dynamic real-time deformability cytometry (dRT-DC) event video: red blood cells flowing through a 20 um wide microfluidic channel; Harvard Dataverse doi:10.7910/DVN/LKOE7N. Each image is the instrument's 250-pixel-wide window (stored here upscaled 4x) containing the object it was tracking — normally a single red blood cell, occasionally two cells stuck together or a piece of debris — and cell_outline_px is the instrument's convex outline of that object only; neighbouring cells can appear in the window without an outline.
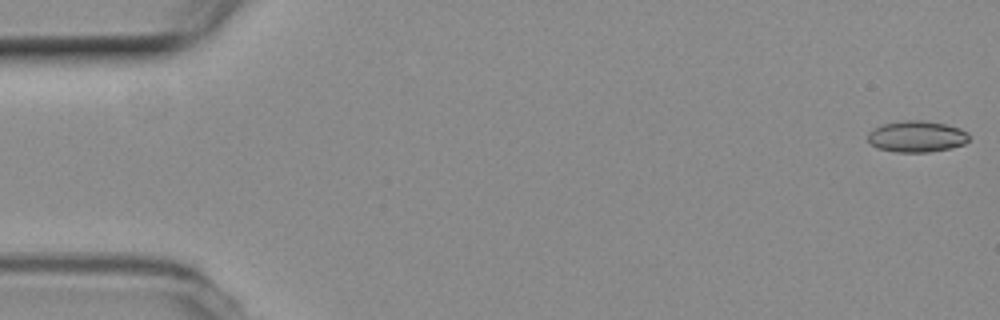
{"species": "common noctule bat (a hibernating species)", "species_latin": "Nyctalus noctula", "temperature_condition": "room temperature", "stored_images_in_passage": 11, "camera_frame_rate_fps": 3000, "um_per_image_px": 0.085, "animal": {"sex": "female", "body_mass_g": 19.3, "forearm_length_mm": 54.1}, "frame": {"image": 1, "passage_image": 1, "time_ms": 0.0, "image_size_px": [1000, 320], "cell_outline_px": [[972, 136], [964, 144], [948, 148], [928, 152], [896, 152], [876, 148], [868, 140], [868, 132], [872, 128], [884, 124], [900, 120], [924, 120], [944, 124], [960, 128], [968, 132]], "centroid_in_image_um": [77.92, 11.59], "position_along_channel_um": 7.1, "area_um2": 18.61}}